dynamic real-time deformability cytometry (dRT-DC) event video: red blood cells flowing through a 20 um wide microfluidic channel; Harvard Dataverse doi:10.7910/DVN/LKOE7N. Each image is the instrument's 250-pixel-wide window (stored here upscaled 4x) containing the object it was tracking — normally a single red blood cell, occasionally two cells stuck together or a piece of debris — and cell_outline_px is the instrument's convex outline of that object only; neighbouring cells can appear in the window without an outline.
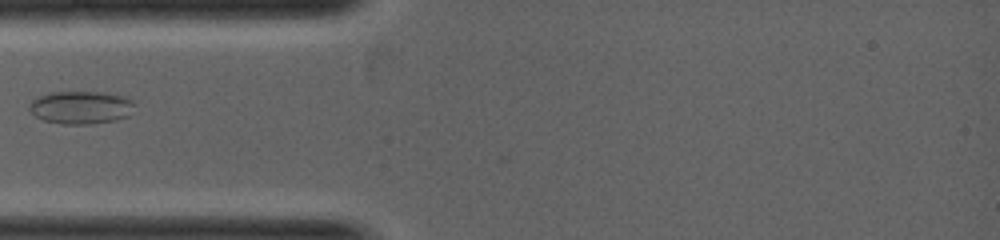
{"species": "common noctule bat (a hibernating species)", "species_latin": "Nyctalus noctula", "temperature_condition": "warm", "stored_images_in_passage": 7, "camera_frame_rate_fps": 5000, "um_per_image_px": 0.085, "animal": {"sex": "female", "body_mass_g": 19.0, "forearm_length_mm": 53.3}, "frame": {"image": 1, "passage_image": 6, "time_ms": 1.8, "image_size_px": [1000, 240], "cell_outline_px": [[132, 104], [128, 116], [116, 120], [92, 124], [60, 124], [44, 120], [36, 116], [28, 108], [28, 104], [32, 100], [48, 92], [104, 92], [128, 96], [132, 100]], "centroid_in_image_um": [6.86, 9.12], "position_along_channel_um": 78.1, "area_um2": 20.23}}